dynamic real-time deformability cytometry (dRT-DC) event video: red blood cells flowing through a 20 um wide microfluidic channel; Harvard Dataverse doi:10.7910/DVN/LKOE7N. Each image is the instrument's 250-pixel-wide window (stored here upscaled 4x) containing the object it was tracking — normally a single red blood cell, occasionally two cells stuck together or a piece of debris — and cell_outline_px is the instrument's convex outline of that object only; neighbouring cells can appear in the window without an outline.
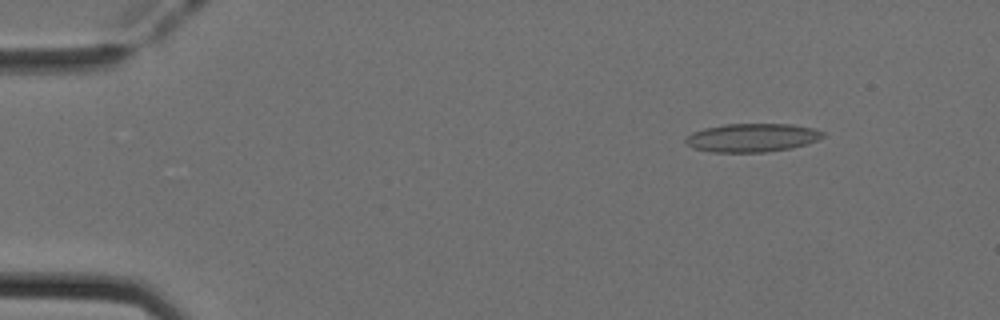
{"species": "Egyptian fruit bat (a non-hibernating species)", "species_latin": "Rousettus aegyptiacus", "temperature_condition": "cold", "stored_images_in_passage": 51, "camera_frame_rate_fps": 3000, "um_per_image_px": 0.085, "animal": {"sex": "female"}, "frame": {"image": 1, "passage_image": 6, "time_ms": 1.667, "image_size_px": [1000, 320], "cell_outline_px": [[824, 136], [808, 144], [792, 148], [764, 152], [712, 152], [692, 148], [684, 140], [692, 132], [704, 128], [724, 124], [792, 124], [816, 128], [824, 132]], "centroid_in_image_um": [63.95, 11.7], "position_along_channel_um": 21.1, "area_um2": 22.89}}
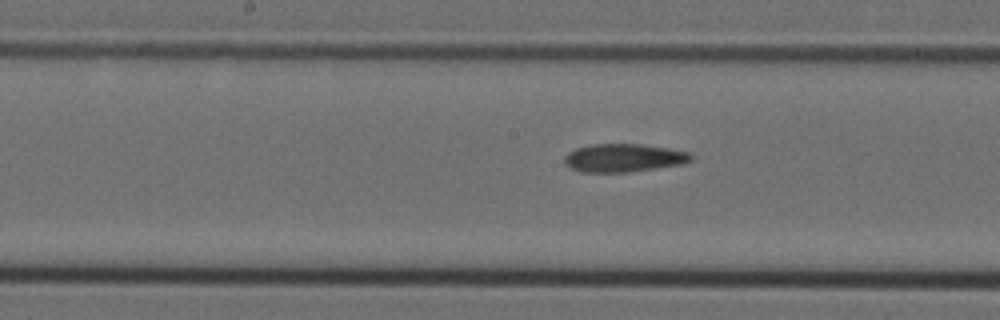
{"frame": {"image": 2, "passage_image": 26, "time_ms": 8.333, "image_size_px": [1000, 320], "cell_outline_px": [[692, 160], [684, 164], [628, 172], [580, 172], [564, 164], [564, 156], [568, 152], [576, 148], [592, 144], [640, 144], [668, 148], [688, 152], [692, 156]], "centroid_in_image_um": [52.99, 13.42], "position_along_channel_um": 195.2, "area_um2": 20.81}}
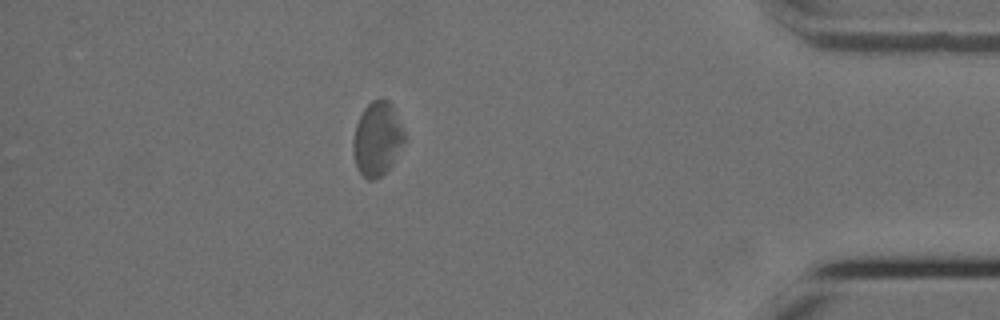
{"frame": {"image": 3, "passage_image": 45, "time_ms": 14.667, "image_size_px": [1000, 320], "cell_outline_px": [[404, 140], [392, 164], [376, 180], [368, 180], [356, 168], [352, 152], [352, 140], [356, 124], [364, 108], [372, 100], [380, 96], [388, 100], [392, 104], [404, 132]], "centroid_in_image_um": [32.03, 11.78], "position_along_channel_um": 403.2, "area_um2": 22.14}, "authors_computed_cell_mechanics": {"area_um2": 21.8484, "velocity_mm_per_s": 3.9201, "shape_relaxation_time_tau1_ms": null, "shape_relaxation_time_tau2_ms": 4.1372, "deformation_change_tau1": null, "deformation_change_tau2": 0.1114}}